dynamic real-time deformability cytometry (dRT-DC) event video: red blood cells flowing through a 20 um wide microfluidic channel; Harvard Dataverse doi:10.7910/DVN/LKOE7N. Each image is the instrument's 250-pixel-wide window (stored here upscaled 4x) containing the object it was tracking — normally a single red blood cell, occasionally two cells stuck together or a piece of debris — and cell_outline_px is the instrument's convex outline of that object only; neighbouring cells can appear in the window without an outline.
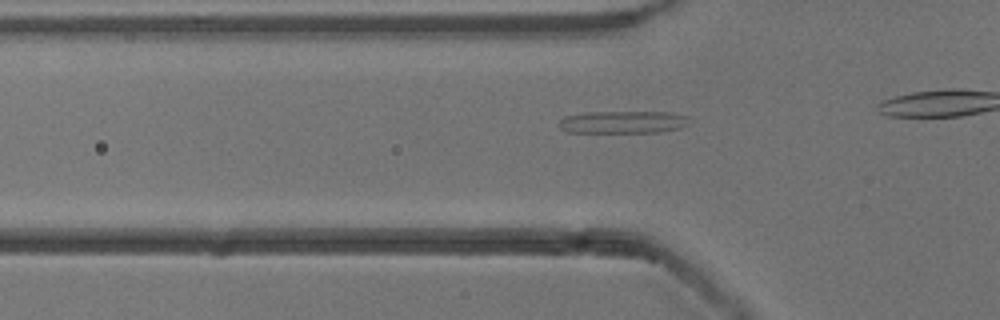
{"species": "common noctule bat (a hibernating species)", "species_latin": "Nyctalus noctula", "temperature_condition": "cold", "stored_images_in_passage": 35, "segment_of_instrument_passage": [1, 2], "camera_frame_rate_fps": 3000, "um_per_image_px": 0.085, "animal": {"sex": "male", "body_mass_g": 13.3}, "frame": {"image": 1, "passage_image": 11, "time_ms": 3.333, "image_size_px": [1000, 320], "cell_outline_px": [[692, 120], [688, 124], [680, 128], [660, 132], [568, 132], [560, 128], [556, 124], [564, 116], [588, 112], [668, 112], [688, 116]], "centroid_in_image_um": [52.96, 10.37], "position_along_channel_um": 72.8, "area_um2": 17.17}}
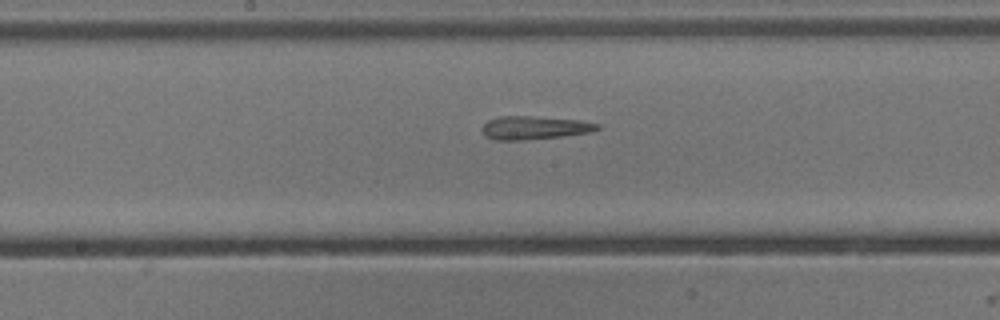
{"frame": {"image": 2, "passage_image": 21, "time_ms": 6.667, "image_size_px": [1000, 320], "cell_outline_px": [[600, 128], [592, 132], [564, 136], [524, 140], [492, 140], [484, 136], [480, 128], [488, 120], [500, 116], [528, 116], [580, 120], [600, 124]], "centroid_in_image_um": [45.4, 10.86], "position_along_channel_um": 202.8, "area_um2": 15.84}}
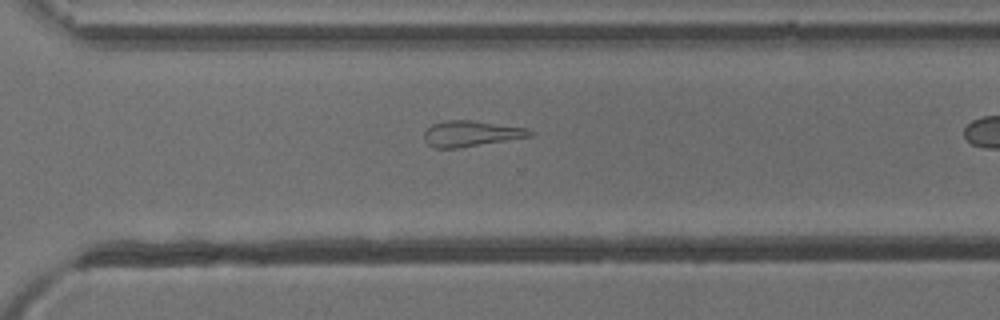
{"frame": {"image": 3, "passage_image": 31, "time_ms": 10.0, "image_size_px": [1000, 320], "cell_outline_px": [[536, 132], [532, 136], [460, 148], [432, 148], [424, 140], [424, 132], [432, 124], [444, 120], [468, 120], [528, 128]], "centroid_in_image_um": [40.03, 11.36], "position_along_channel_um": 330.6, "area_um2": 15.95}}